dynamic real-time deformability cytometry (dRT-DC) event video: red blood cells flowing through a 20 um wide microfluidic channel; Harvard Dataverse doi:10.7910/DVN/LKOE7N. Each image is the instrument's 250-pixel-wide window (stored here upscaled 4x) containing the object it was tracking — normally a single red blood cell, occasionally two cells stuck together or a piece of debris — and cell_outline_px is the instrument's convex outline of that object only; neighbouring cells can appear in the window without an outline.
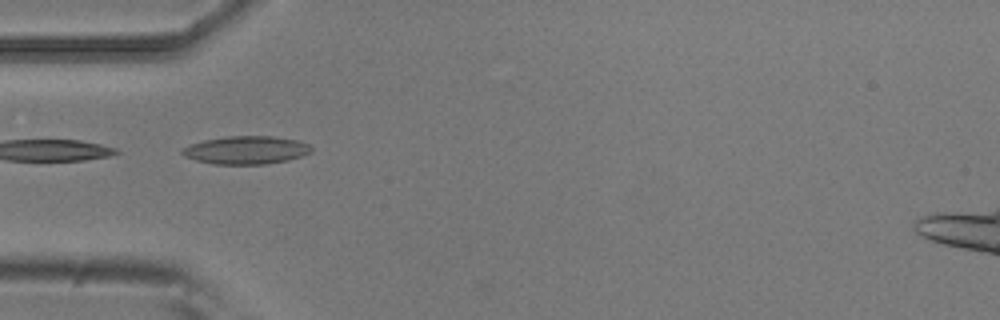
{"species": "common noctule bat (a hibernating species)", "species_latin": "Nyctalus noctula", "temperature_condition": "room temperature", "stored_images_in_passage": 6, "camera_frame_rate_fps": 3000, "um_per_image_px": 0.085, "animal": {"sex": "male", "body_mass_g": 20.5, "forearm_length_mm": 52.5}, "frame": {"image": 1, "passage_image": 4, "time_ms": 1.0, "image_size_px": [1000, 320], "cell_outline_px": [[312, 152], [288, 160], [268, 164], [212, 164], [196, 160], [184, 156], [180, 152], [180, 148], [188, 144], [204, 140], [228, 136], [272, 136], [300, 140], [308, 144], [312, 148]], "centroid_in_image_um": [20.9, 12.75], "position_along_channel_um": 64.1, "area_um2": 21.33}}
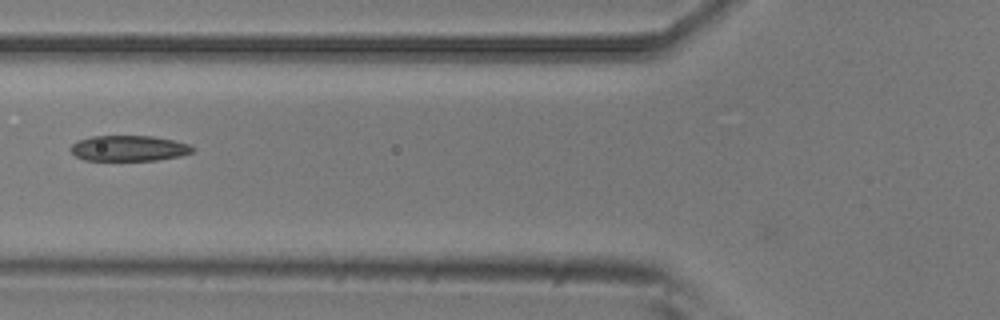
{"frame": {"image": 2, "passage_image": 5, "time_ms": 1.333, "image_size_px": [1000, 320], "cell_outline_px": [[196, 148], [192, 152], [180, 156], [156, 160], [84, 160], [76, 156], [68, 148], [76, 140], [92, 136], [152, 136], [172, 140], [188, 144]], "centroid_in_image_um": [10.92, 12.6], "position_along_channel_um": 114.9, "area_um2": 18.21}}
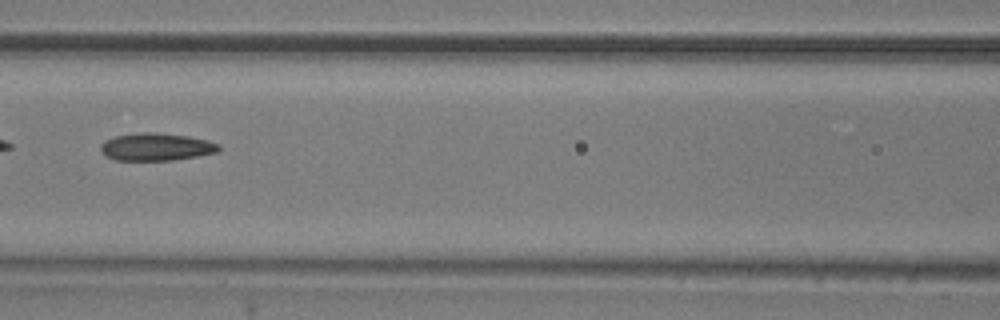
{"frame": {"image": 3, "passage_image": 6, "time_ms": 1.667, "image_size_px": [1000, 320], "cell_outline_px": [[220, 148], [216, 152], [196, 156], [172, 160], [112, 160], [100, 148], [100, 144], [104, 140], [116, 136], [144, 132], [156, 132], [188, 136], [208, 140], [220, 144]], "centroid_in_image_um": [13.28, 12.48], "position_along_channel_um": 153.3, "area_um2": 18.84}}